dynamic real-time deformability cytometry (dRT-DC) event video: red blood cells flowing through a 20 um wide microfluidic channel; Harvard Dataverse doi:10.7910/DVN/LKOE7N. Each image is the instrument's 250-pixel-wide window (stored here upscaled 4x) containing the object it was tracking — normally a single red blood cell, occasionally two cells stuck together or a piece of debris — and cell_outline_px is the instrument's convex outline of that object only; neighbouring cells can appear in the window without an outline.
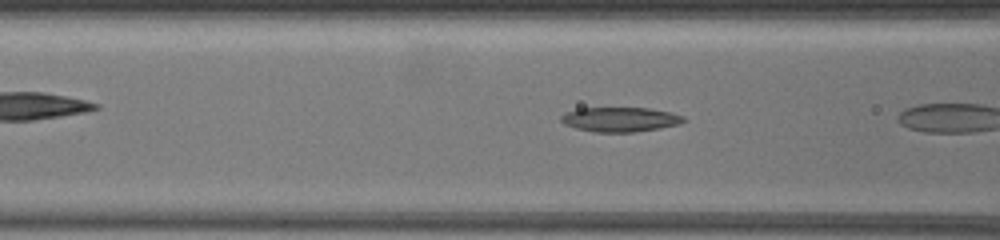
{"species": "common noctule bat (a hibernating species)", "species_latin": "Nyctalus noctula", "temperature_condition": "warm", "stored_images_in_passage": 13, "camera_frame_rate_fps": 3000, "um_per_image_px": 0.085, "animal": {"sex": "female", "body_mass_g": 19.5, "forearm_length_mm": 54.1}, "frame": {"image": 1, "passage_image": 11, "time_ms": 3.333, "image_size_px": [1000, 240], "cell_outline_px": [[684, 120], [680, 124], [660, 128], [632, 132], [592, 132], [576, 128], [564, 124], [560, 120], [560, 116], [564, 112], [576, 108], [648, 108], [668, 112], [684, 116]], "centroid_in_image_um": [52.64, 10.15], "position_along_channel_um": 114.0, "area_um2": 17.57}}